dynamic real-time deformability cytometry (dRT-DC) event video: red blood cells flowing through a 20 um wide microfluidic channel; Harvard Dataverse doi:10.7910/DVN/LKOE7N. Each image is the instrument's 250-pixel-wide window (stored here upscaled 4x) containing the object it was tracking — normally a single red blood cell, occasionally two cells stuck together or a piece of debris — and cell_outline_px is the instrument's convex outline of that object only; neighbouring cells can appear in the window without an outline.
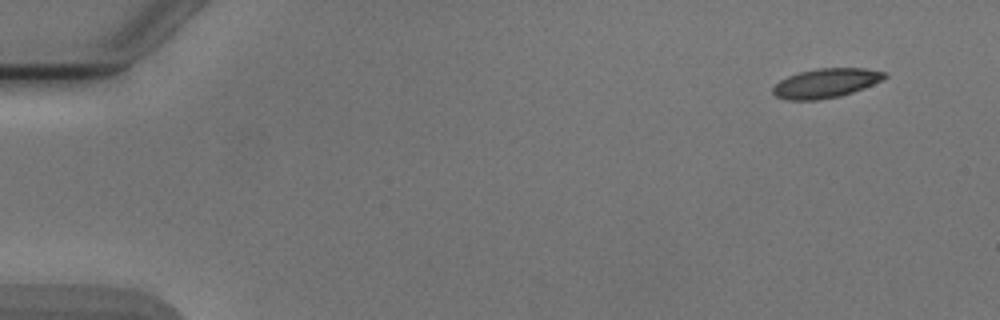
{"species": "Egyptian fruit bat (a non-hibernating species)", "species_latin": "Rousettus aegyptiacus", "temperature_condition": "cold", "stored_images_in_passage": 5, "camera_frame_rate_fps": 3000, "um_per_image_px": 0.085, "animal": {"sex": "male"}, "frame": {"image": 1, "passage_image": 1, "time_ms": 0.0, "image_size_px": [1000, 320], "cell_outline_px": [[888, 76], [872, 84], [852, 92], [840, 96], [816, 100], [788, 100], [776, 96], [772, 92], [772, 88], [780, 80], [788, 76], [800, 72], [816, 68], [864, 68], [888, 72]], "centroid_in_image_um": [70.19, 7.06], "position_along_channel_um": 14.8, "area_um2": 18.96}}
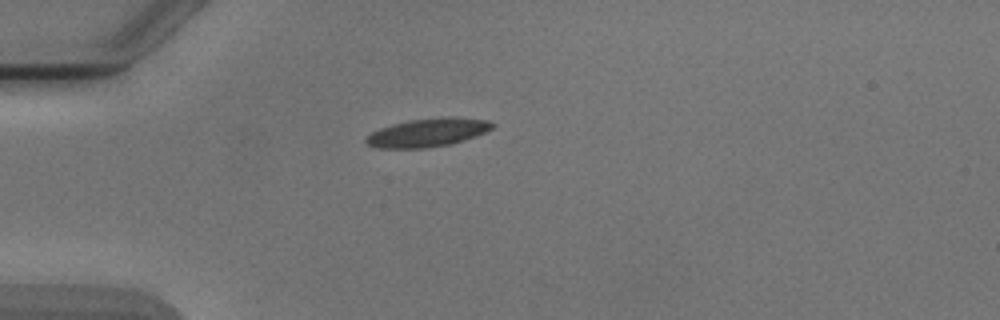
{"frame": {"image": 2, "passage_image": 4, "time_ms": 3.667, "image_size_px": [1000, 320], "cell_outline_px": [[496, 124], [492, 128], [476, 136], [452, 144], [428, 148], [376, 148], [368, 144], [364, 140], [372, 132], [380, 128], [392, 124], [408, 120], [440, 116], [452, 116], [488, 120]], "centroid_in_image_um": [36.38, 11.25], "position_along_channel_um": 48.6, "area_um2": 21.15}}